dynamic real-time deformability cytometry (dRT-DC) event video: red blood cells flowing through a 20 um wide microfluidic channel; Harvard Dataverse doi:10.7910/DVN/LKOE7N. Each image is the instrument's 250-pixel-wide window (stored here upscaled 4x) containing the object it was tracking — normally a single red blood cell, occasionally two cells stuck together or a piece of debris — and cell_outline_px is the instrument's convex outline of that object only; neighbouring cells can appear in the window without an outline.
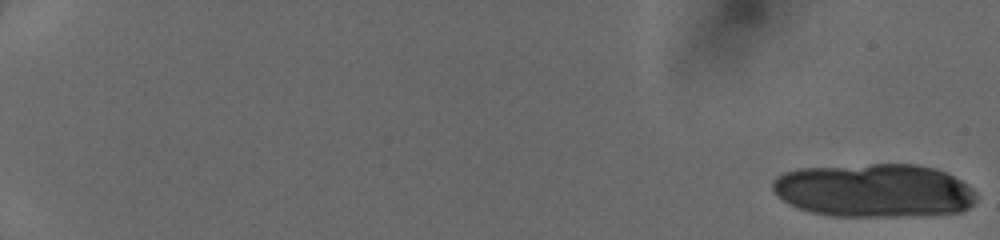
{"species": "human", "species_latin": "Homo sapiens", "temperature_condition": "cold", "stored_images_in_passage": 12, "camera_frame_rate_fps": 3000, "um_per_image_px": 0.085, "donor": {"sex": "female"}, "frame": {"image": 1, "passage_image": 1, "time_ms": 0.0, "image_size_px": [1000, 240], "cell_outline_px": [[976, 200], [968, 208], [960, 212], [896, 216], [832, 216], [812, 212], [788, 204], [772, 188], [772, 180], [776, 176], [784, 172], [800, 168], [872, 164], [916, 164], [936, 168], [968, 184], [976, 192]], "centroid_in_image_um": [74.3, 16.18], "position_along_channel_um": 10.7, "area_um2": 63.52}}